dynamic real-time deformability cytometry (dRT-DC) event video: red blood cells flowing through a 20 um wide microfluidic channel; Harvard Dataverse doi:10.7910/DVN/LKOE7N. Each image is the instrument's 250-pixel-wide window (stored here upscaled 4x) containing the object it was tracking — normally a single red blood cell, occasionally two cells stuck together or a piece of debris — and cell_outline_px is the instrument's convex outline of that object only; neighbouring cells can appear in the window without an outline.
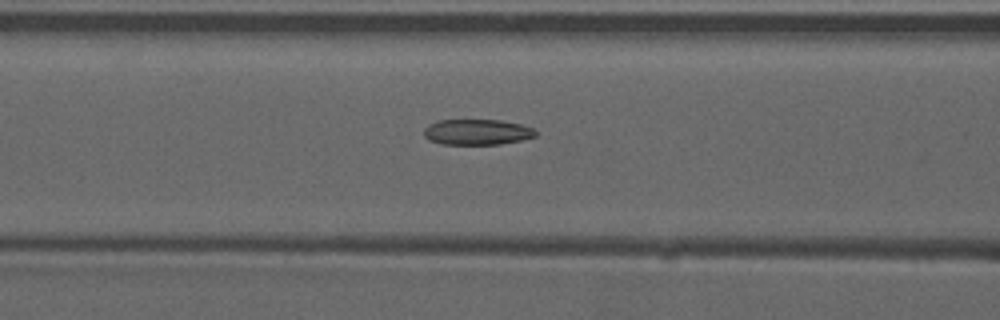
{"species": "common noctule bat (a hibernating species)", "species_latin": "Nyctalus noctula", "temperature_condition": "warm", "stored_images_in_passage": 50, "camera_frame_rate_fps": 3000, "um_per_image_px": 0.085, "animal": {"sex": "male", "forearm_length_mm": 52.5}, "frame": {"image": 1, "passage_image": 19, "time_ms": 6.0, "image_size_px": [1000, 320], "cell_outline_px": [[536, 136], [520, 140], [500, 144], [440, 144], [428, 140], [424, 136], [424, 128], [428, 124], [440, 120], [500, 120], [520, 124], [532, 128], [536, 132]], "centroid_in_image_um": [40.51, 11.22], "position_along_channel_um": 126.1, "area_um2": 16.65}}
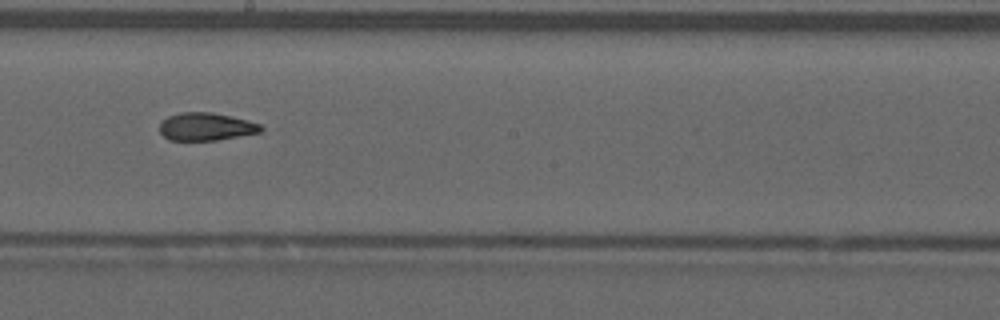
{"frame": {"image": 2, "passage_image": 27, "time_ms": 8.667, "image_size_px": [1000, 320], "cell_outline_px": [[264, 128], [260, 132], [240, 136], [216, 140], [168, 140], [160, 132], [160, 124], [168, 116], [180, 112], [212, 112], [248, 120], [260, 124]], "centroid_in_image_um": [17.52, 10.76], "position_along_channel_um": 230.7, "area_um2": 16.36}}
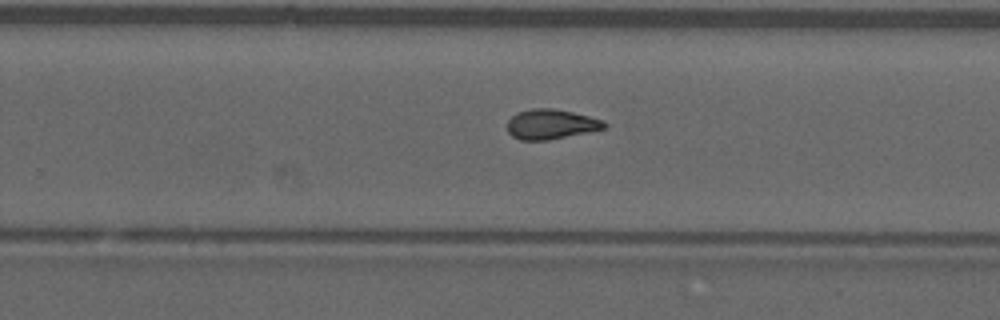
{"frame": {"image": 3, "passage_image": 31, "time_ms": 10.0, "image_size_px": [1000, 320], "cell_outline_px": [[608, 124], [604, 128], [548, 140], [520, 140], [512, 136], [508, 132], [508, 120], [516, 112], [532, 108], [552, 108], [572, 112], [604, 120]], "centroid_in_image_um": [46.8, 10.55], "position_along_channel_um": 283.0, "area_um2": 16.76}, "authors_computed_cell_mechanics": {"area_um2": 17.051, "velocity_mm_per_s": 3.9341, "shape_relaxation_time_tau1_ms": null, "shape_relaxation_time_tau2_ms": 1.6397, "deformation_change_tau1": null, "deformation_change_tau2": 0.0766}}